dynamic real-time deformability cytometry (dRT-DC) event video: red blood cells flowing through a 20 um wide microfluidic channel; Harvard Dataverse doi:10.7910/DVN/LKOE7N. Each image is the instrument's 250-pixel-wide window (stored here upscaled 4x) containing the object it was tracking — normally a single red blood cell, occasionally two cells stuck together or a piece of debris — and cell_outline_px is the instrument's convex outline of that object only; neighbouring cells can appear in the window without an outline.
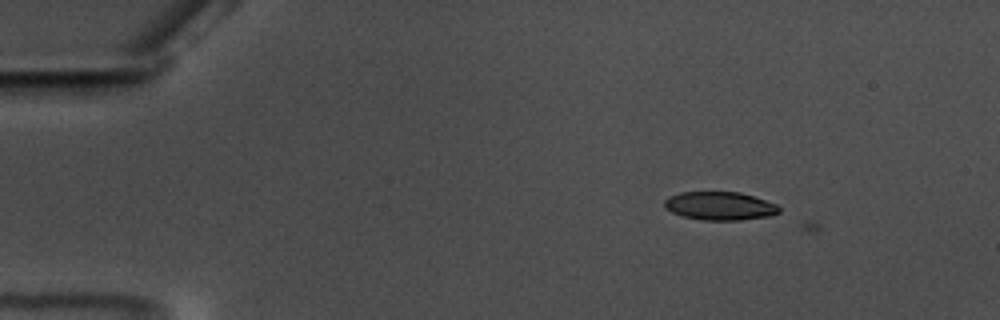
{"species": "common noctule bat (a hibernating species)", "species_latin": "Nyctalus noctula", "temperature_condition": "warm", "stored_images_in_passage": 2, "camera_frame_rate_fps": 3000, "um_per_image_px": 0.085, "animal": {"sex": "male", "body_mass_g": 17.5, "forearm_length_mm": 52.3}, "frame": {"image": 1, "passage_image": 1, "time_ms": 0.0, "image_size_px": [1000, 320], "cell_outline_px": [[780, 212], [772, 216], [740, 220], [704, 220], [684, 216], [672, 212], [664, 208], [664, 200], [668, 196], [680, 192], [740, 192], [776, 204], [780, 208]], "centroid_in_image_um": [61.18, 17.5], "position_along_channel_um": 23.8, "area_um2": 18.96}}